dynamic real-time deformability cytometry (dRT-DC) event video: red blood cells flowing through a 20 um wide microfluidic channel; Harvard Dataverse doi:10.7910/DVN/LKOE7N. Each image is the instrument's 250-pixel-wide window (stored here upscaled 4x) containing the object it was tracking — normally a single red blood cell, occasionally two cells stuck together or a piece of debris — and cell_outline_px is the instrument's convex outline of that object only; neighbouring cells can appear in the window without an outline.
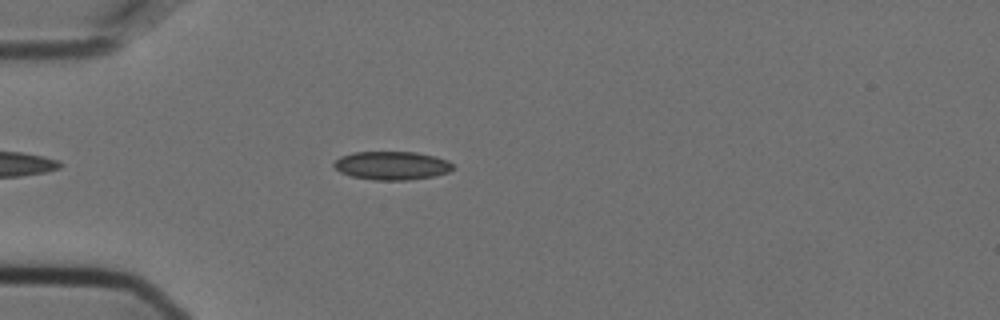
{"species": "Egyptian fruit bat (a non-hibernating species)", "species_latin": "Rousettus aegyptiacus", "temperature_condition": "cold", "stored_images_in_passage": 43, "camera_frame_rate_fps": 3000, "um_per_image_px": 0.085, "animal": {"sex": "female"}, "frame": {"image": 1, "passage_image": 3, "time_ms": 0.667, "image_size_px": [1000, 320], "cell_outline_px": [[456, 168], [448, 172], [432, 176], [408, 180], [376, 180], [352, 176], [340, 172], [332, 164], [340, 156], [352, 152], [416, 152], [436, 156], [448, 160]], "centroid_in_image_um": [33.32, 14.06], "position_along_channel_um": 51.7, "area_um2": 19.77}}
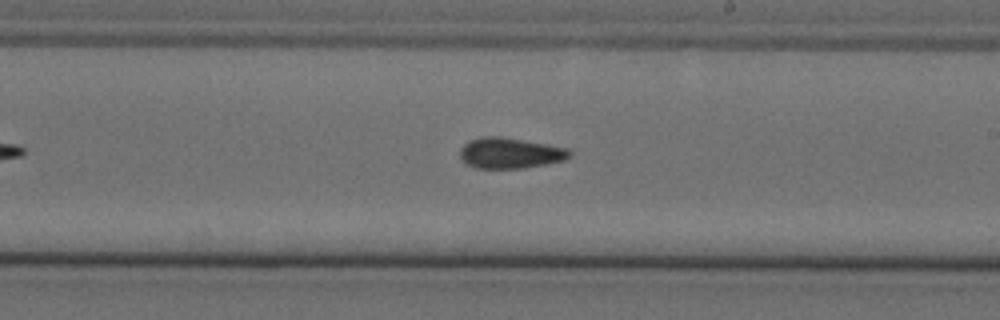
{"frame": {"image": 2, "passage_image": 20, "time_ms": 6.333, "image_size_px": [1000, 320], "cell_outline_px": [[572, 156], [564, 160], [524, 168], [476, 168], [464, 164], [460, 156], [460, 148], [468, 140], [480, 136], [500, 136], [568, 148], [572, 152]], "centroid_in_image_um": [43.32, 13.01], "position_along_channel_um": 245.7, "area_um2": 19.77}}
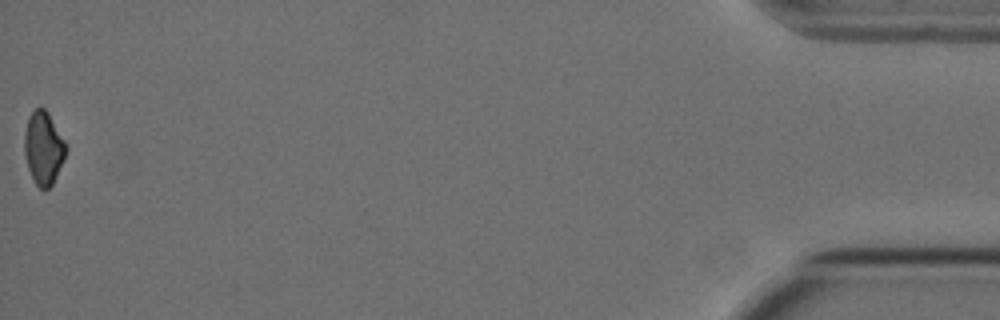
{"frame": {"image": 3, "passage_image": 43, "time_ms": 14.0, "image_size_px": [1000, 320], "cell_outline_px": [[68, 148], [64, 160], [52, 184], [48, 188], [40, 188], [36, 184], [28, 168], [24, 152], [24, 132], [28, 116], [36, 108], [44, 108], [48, 112], [64, 140]], "centroid_in_image_um": [3.69, 12.56], "position_along_channel_um": 431.5, "area_um2": 17.57}, "authors_computed_cell_mechanics": {"area_um2": 19.1896, "velocity_mm_per_s": 3.6308, "shape_relaxation_time_tau1_ms": 10.5298, "shape_relaxation_time_tau2_ms": 4.9641, "deformation_change_tau1": 0.1849, "deformation_change_tau2": 0.1141}}